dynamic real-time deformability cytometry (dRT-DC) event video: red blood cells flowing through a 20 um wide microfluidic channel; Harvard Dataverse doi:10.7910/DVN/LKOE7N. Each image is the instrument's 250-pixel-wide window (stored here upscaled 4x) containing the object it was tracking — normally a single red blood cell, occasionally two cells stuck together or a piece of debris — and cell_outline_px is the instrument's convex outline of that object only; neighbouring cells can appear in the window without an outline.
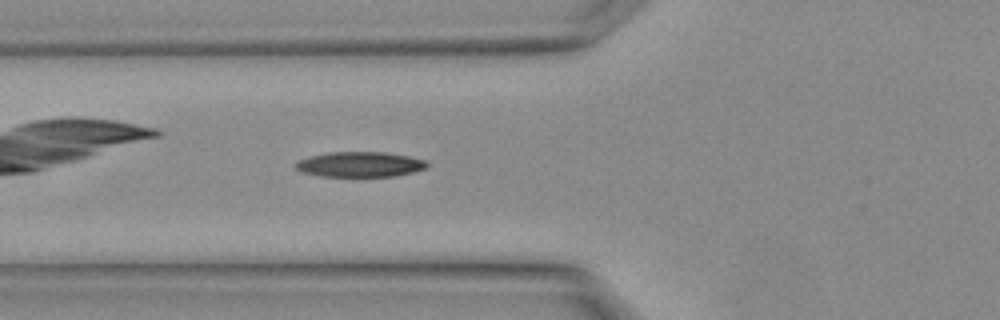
{"species": "Egyptian fruit bat (a non-hibernating species)", "species_latin": "Rousettus aegyptiacus", "temperature_condition": "warm", "stored_images_in_passage": 5, "camera_frame_rate_fps": 3000, "um_per_image_px": 0.085, "animal": {"sex": "female"}, "frame": {"image": 1, "passage_image": 3, "time_ms": 0.667, "image_size_px": [1000, 320], "cell_outline_px": [[428, 168], [412, 172], [392, 176], [320, 176], [300, 172], [292, 164], [296, 160], [308, 156], [328, 152], [384, 152], [408, 156], [428, 160]], "centroid_in_image_um": [30.55, 13.96], "position_along_channel_um": 95.3, "area_um2": 19.54}}
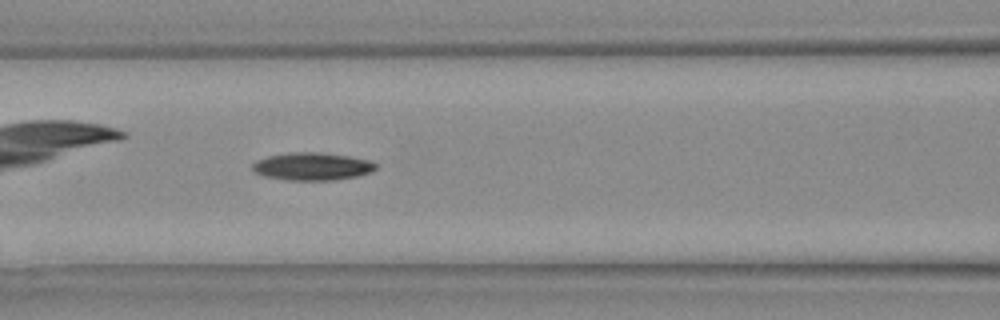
{"frame": {"image": 2, "passage_image": 5, "time_ms": 1.333, "image_size_px": [1000, 320], "cell_outline_px": [[376, 168], [372, 172], [356, 176], [332, 180], [288, 180], [264, 176], [256, 172], [252, 168], [252, 164], [256, 160], [268, 156], [288, 152], [320, 152], [348, 156], [368, 160], [376, 164]], "centroid_in_image_um": [26.52, 14.14], "position_along_channel_um": 140.1, "area_um2": 19.83}}